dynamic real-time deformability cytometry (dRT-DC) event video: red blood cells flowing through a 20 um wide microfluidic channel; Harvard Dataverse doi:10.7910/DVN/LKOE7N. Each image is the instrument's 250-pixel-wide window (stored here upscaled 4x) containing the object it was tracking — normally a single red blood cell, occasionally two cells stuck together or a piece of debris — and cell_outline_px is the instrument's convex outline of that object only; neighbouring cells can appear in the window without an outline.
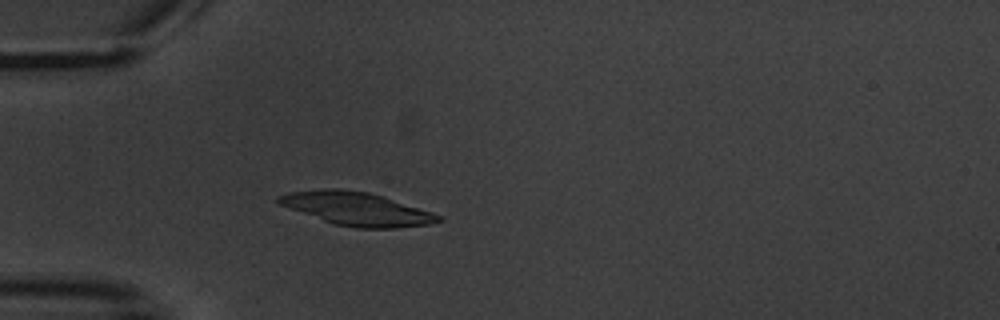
{"species": "common noctule bat (a hibernating species)", "species_latin": "Nyctalus noctula", "temperature_condition": "warm", "stored_images_in_passage": 4, "camera_frame_rate_fps": 3000, "um_per_image_px": 0.085, "animal": {"sex": "male", "body_mass_g": 20.1, "forearm_length_mm": 53.5}, "frame": {"image": 1, "passage_image": 4, "time_ms": 3.333, "image_size_px": [1000, 320], "cell_outline_px": [[444, 220], [428, 224], [396, 228], [356, 228], [332, 224], [280, 204], [276, 200], [276, 196], [288, 192], [324, 188], [340, 188], [368, 192], [432, 212], [444, 216]], "centroid_in_image_um": [30.31, 17.75], "position_along_channel_um": 54.7, "area_um2": 30.87}}